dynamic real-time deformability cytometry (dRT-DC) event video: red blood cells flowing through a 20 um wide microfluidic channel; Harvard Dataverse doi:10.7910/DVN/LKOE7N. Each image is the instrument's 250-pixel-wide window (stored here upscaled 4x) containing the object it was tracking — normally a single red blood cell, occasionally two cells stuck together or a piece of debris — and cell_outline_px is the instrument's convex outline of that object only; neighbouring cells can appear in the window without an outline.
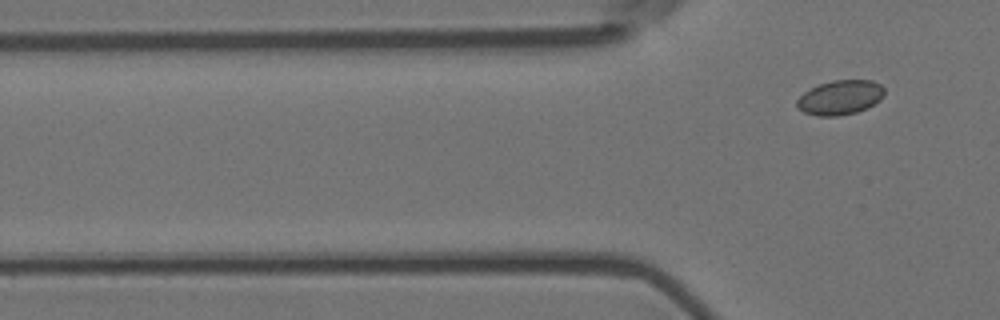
{"species": "Egyptian fruit bat (a non-hibernating species)", "species_latin": "Rousettus aegyptiacus", "temperature_condition": "room temperature", "stored_images_in_passage": 2, "camera_frame_rate_fps": 3000, "um_per_image_px": 0.085, "animal": {"sex": "female"}, "frame": {"image": 1, "passage_image": 2, "time_ms": 0.333, "image_size_px": [1000, 320], "cell_outline_px": [[884, 96], [880, 100], [856, 112], [840, 116], [816, 116], [804, 112], [796, 108], [796, 100], [804, 92], [820, 84], [832, 80], [872, 80], [880, 84], [884, 88]], "centroid_in_image_um": [71.39, 8.29], "position_along_channel_um": 54.4, "area_um2": 17.57}}